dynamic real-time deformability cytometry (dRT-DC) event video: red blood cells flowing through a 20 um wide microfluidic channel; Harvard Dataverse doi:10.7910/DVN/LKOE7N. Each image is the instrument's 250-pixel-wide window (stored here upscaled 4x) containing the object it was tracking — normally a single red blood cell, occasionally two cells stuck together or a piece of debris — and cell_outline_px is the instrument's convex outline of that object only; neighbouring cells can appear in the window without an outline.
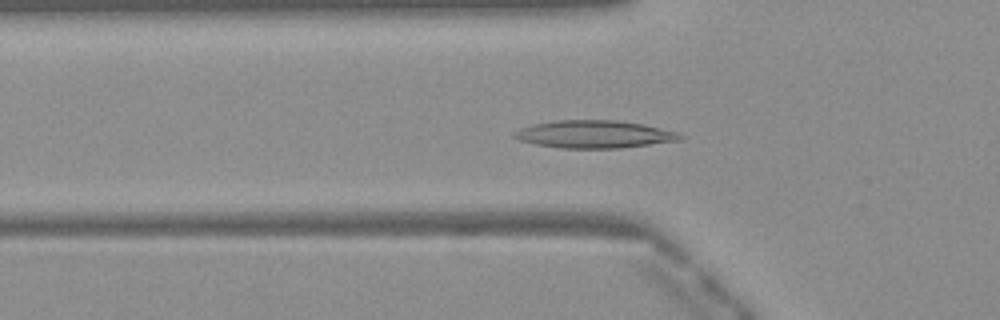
{"species": "Egyptian fruit bat (a non-hibernating species)", "species_latin": "Rousettus aegyptiacus", "temperature_condition": "warm", "stored_images_in_passage": 49, "camera_frame_rate_fps": 3000, "um_per_image_px": 0.085, "frame": {"image": 1, "passage_image": 16, "time_ms": 5.0, "image_size_px": [1000, 320], "cell_outline_px": [[684, 136], [680, 140], [620, 148], [560, 148], [536, 144], [520, 140], [512, 136], [512, 132], [520, 128], [532, 124], [556, 120], [616, 120], [644, 124], [676, 132]], "centroid_in_image_um": [50.47, 11.4], "position_along_channel_um": 75.3, "area_um2": 26.65}}
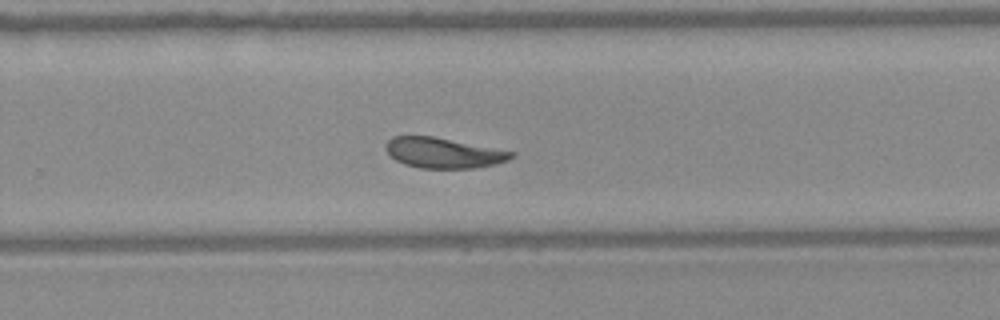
{"frame": {"image": 2, "passage_image": 32, "time_ms": 10.333, "image_size_px": [1000, 320], "cell_outline_px": [[516, 156], [508, 160], [496, 164], [476, 168], [420, 168], [404, 164], [396, 160], [388, 152], [384, 144], [392, 136], [432, 136], [516, 152]], "centroid_in_image_um": [37.71, 12.99], "position_along_channel_um": 292.1, "area_um2": 22.2}}
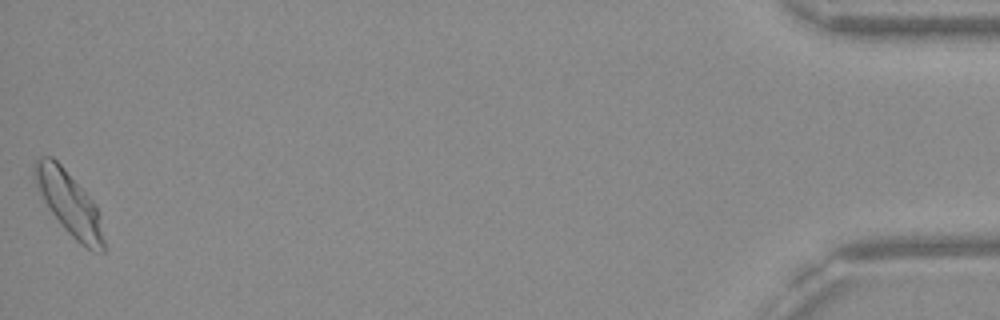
{"frame": {"image": 3, "passage_image": 49, "time_ms": 16.0, "image_size_px": [1000, 320], "cell_outline_px": [[108, 248], [104, 252], [92, 252], [76, 240], [60, 224], [48, 208], [36, 184], [32, 164], [40, 156], [52, 156], [60, 164], [96, 204], [100, 212]], "centroid_in_image_um": [5.95, 17.34], "position_along_channel_um": 429.2, "area_um2": 25.89}, "authors_computed_cell_mechanics": {"area_um2": 23.698, "velocity_mm_per_s": 4.0603, "shape_relaxation_time_tau1_ms": 6.2967, "shape_relaxation_time_tau2_ms": 4.408, "deformation_change_tau1": 0.1815, "deformation_change_tau2": 0.1183}}